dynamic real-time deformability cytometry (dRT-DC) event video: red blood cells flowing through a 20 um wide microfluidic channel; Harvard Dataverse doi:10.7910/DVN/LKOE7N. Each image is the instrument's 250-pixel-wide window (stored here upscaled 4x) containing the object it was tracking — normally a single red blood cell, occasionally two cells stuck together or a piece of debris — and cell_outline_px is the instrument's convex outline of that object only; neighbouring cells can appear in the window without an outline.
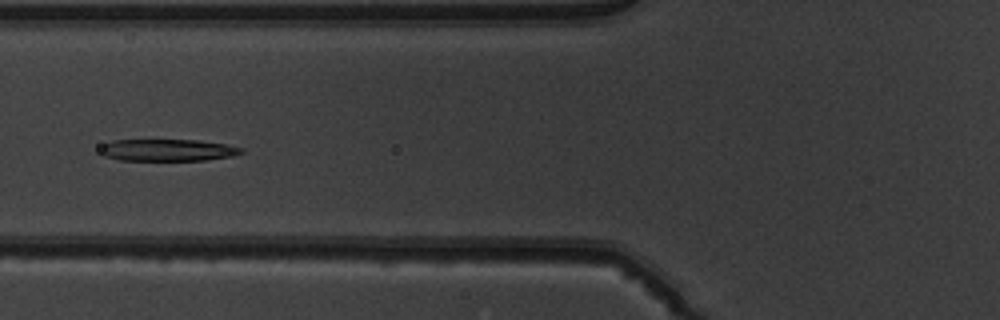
{"species": "common noctule bat (a hibernating species)", "species_latin": "Nyctalus noctula", "temperature_condition": "warm", "stored_images_in_passage": 38, "camera_frame_rate_fps": 3000, "um_per_image_px": 0.085, "animal": {"sex": "male", "body_mass_g": 19.5, "forearm_length_mm": 54.6}, "frame": {"image": 1, "passage_image": 8, "time_ms": 2.333, "image_size_px": [1000, 320], "cell_outline_px": [[244, 152], [232, 156], [204, 160], [120, 160], [104, 156], [100, 152], [104, 144], [112, 140], [200, 140], [224, 144], [244, 148]], "centroid_in_image_um": [14.27, 12.75], "position_along_channel_um": 111.5, "area_um2": 17.92}}
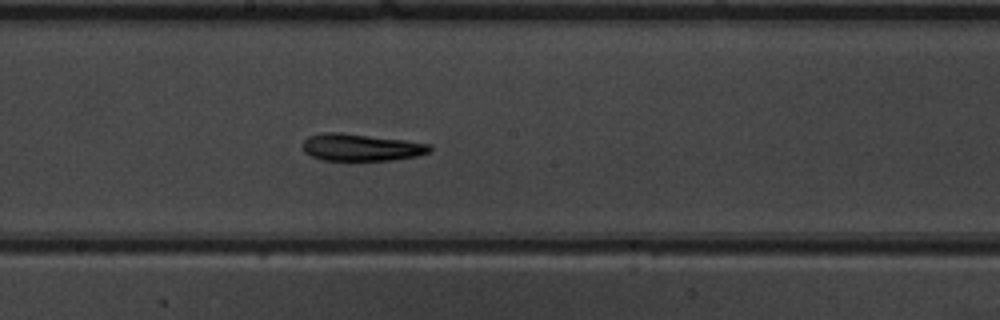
{"frame": {"image": 2, "passage_image": 16, "time_ms": 5.0, "image_size_px": [1000, 320], "cell_outline_px": [[432, 152], [416, 156], [392, 160], [324, 160], [312, 156], [304, 152], [304, 140], [308, 136], [324, 132], [340, 132], [404, 140], [432, 144]], "centroid_in_image_um": [30.73, 12.52], "position_along_channel_um": 217.5, "area_um2": 20.06}}
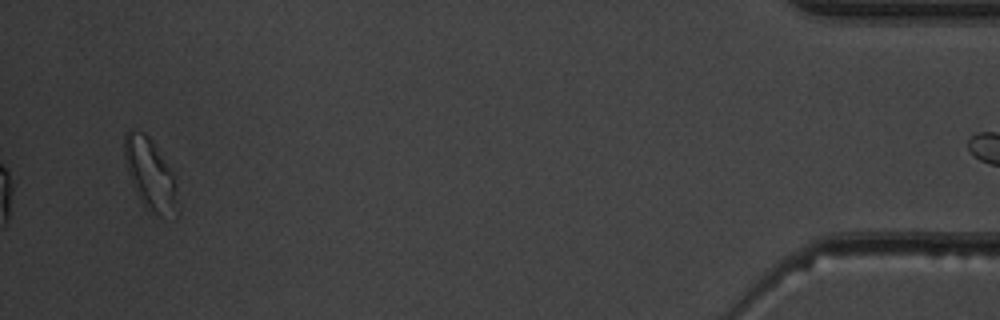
{"frame": {"image": 3, "passage_image": 37, "time_ms": 12.0, "image_size_px": [1000, 320], "cell_outline_px": [[180, 212], [176, 220], [152, 216], [140, 200], [132, 184], [124, 160], [124, 136], [128, 132], [144, 132], [152, 140], [172, 172], [176, 180], [180, 208]], "centroid_in_image_um": [12.85, 14.99], "position_along_channel_um": 422.4, "area_um2": 22.89}}